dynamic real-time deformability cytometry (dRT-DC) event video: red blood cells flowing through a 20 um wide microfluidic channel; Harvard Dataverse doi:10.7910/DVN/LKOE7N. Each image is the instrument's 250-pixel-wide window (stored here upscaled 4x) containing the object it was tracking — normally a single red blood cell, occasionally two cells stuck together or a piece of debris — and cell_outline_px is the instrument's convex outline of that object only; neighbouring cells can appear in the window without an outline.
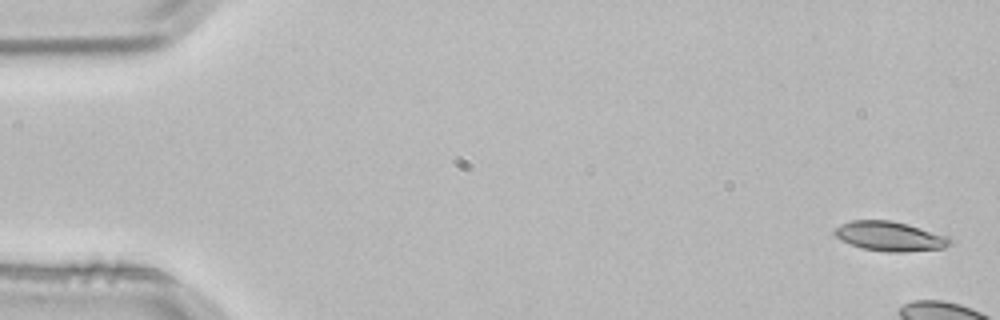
{"species": "common noctule bat (a hibernating species)", "species_latin": "Nyctalus noctula", "temperature_condition": "room temperature", "stored_images_in_passage": 5, "camera_frame_rate_fps": 3000, "um_per_image_px": 0.085, "animal": {"sex": "male", "body_mass_g": 21.5, "forearm_length_mm": 52.0}, "frame": {"image": 1, "passage_image": 1, "time_ms": 0.0, "image_size_px": [1000, 320], "cell_outline_px": [[952, 244], [944, 248], [904, 252], [888, 252], [864, 248], [840, 240], [832, 232], [840, 224], [852, 220], [892, 220], [908, 224], [948, 236], [952, 240]], "centroid_in_image_um": [75.66, 20.08], "position_along_channel_um": 9.3, "area_um2": 19.88}}